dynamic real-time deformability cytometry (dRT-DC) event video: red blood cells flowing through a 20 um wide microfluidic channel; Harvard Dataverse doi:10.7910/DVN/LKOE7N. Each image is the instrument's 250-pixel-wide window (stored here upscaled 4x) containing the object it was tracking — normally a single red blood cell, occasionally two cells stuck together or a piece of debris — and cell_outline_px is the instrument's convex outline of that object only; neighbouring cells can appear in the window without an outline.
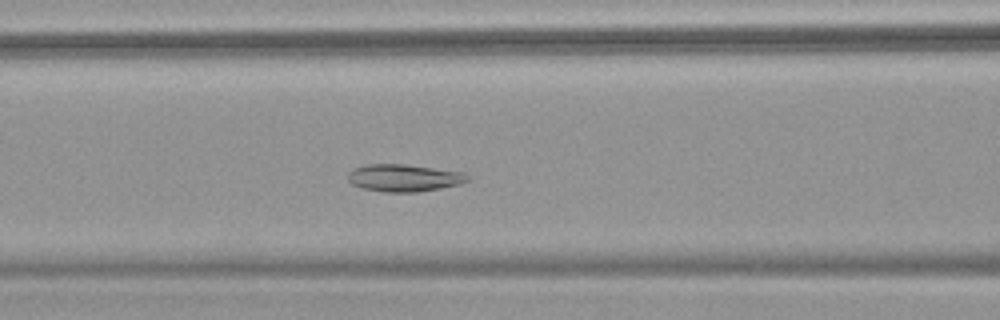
{"species": "common noctule bat (a hibernating species)", "species_latin": "Nyctalus noctula", "temperature_condition": "warm", "stored_images_in_passage": 52, "camera_frame_rate_fps": 3000, "um_per_image_px": 0.085, "animal": {"sex": "female", "body_mass_g": 18.4}, "frame": {"image": 1, "passage_image": 20, "time_ms": 6.333, "image_size_px": [1000, 320], "cell_outline_px": [[472, 176], [468, 180], [460, 184], [420, 192], [384, 192], [360, 188], [352, 184], [348, 180], [348, 172], [352, 168], [368, 164], [404, 164], [464, 172]], "centroid_in_image_um": [34.33, 15.12], "position_along_channel_um": 132.3, "area_um2": 19.25}}
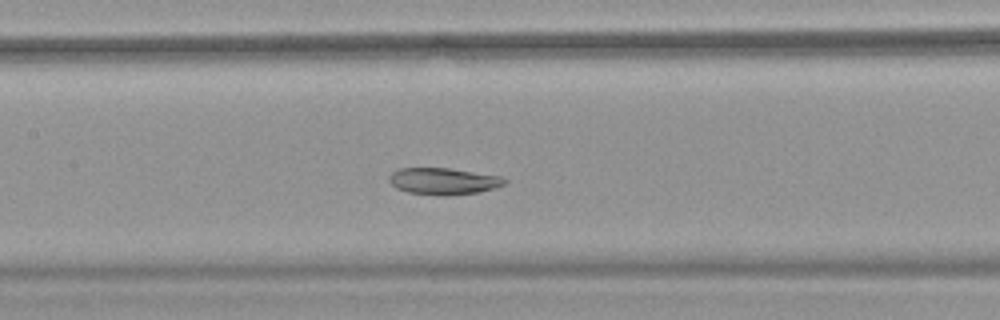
{"frame": {"image": 2, "passage_image": 23, "time_ms": 7.333, "image_size_px": [1000, 320], "cell_outline_px": [[508, 180], [504, 184], [480, 192], [444, 196], [408, 192], [396, 188], [388, 180], [388, 176], [392, 172], [400, 168], [448, 168], [500, 176]], "centroid_in_image_um": [37.66, 15.4], "position_along_channel_um": 169.7, "area_um2": 17.86}}
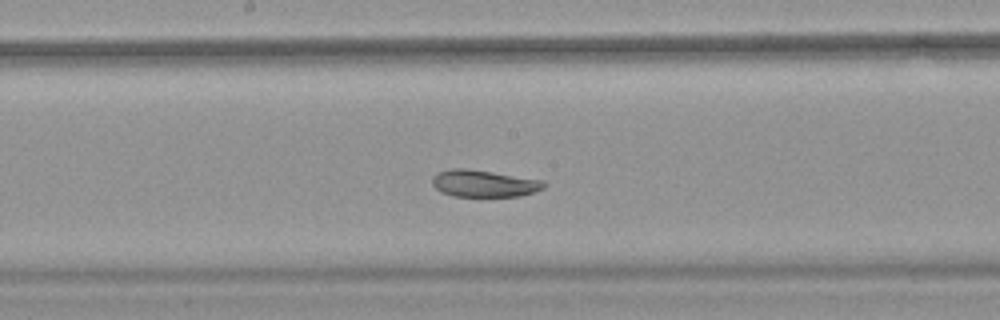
{"frame": {"image": 3, "passage_image": 26, "time_ms": 8.333, "image_size_px": [1000, 320], "cell_outline_px": [[548, 184], [544, 188], [520, 196], [452, 196], [440, 192], [432, 184], [432, 176], [436, 172], [452, 168], [464, 168], [492, 172], [544, 180]], "centroid_in_image_um": [41.12, 15.59], "position_along_channel_um": 207.1, "area_um2": 17.63}, "authors_computed_cell_mechanics": {"area_um2": 22.6287, "velocity_mm_per_s": 3.7567, "shape_relaxation_time_tau1_ms": 4.7138, "shape_relaxation_time_tau2_ms": null, "deformation_change_tau1": 0.0983, "deformation_change_tau2": null}}